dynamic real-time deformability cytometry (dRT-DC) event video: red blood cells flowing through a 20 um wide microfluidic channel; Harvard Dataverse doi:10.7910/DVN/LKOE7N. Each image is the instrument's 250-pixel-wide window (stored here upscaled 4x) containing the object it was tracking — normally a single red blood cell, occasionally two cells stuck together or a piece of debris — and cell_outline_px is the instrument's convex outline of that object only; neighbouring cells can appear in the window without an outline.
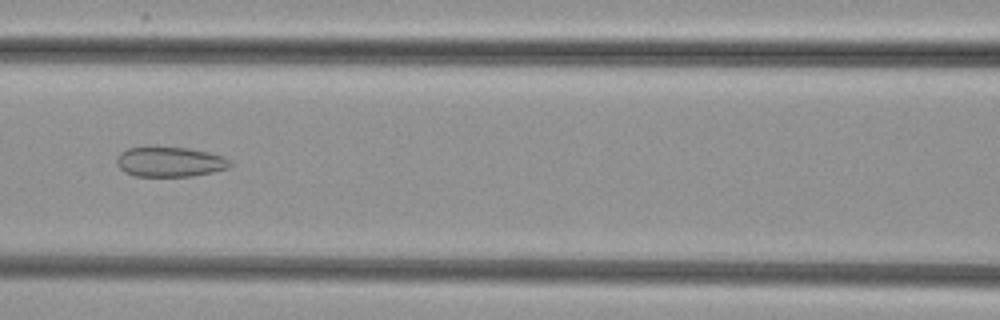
{"species": "common noctule bat (a hibernating species)", "species_latin": "Nyctalus noctula", "temperature_condition": "cold", "stored_images_in_passage": 39, "camera_frame_rate_fps": 3000, "um_per_image_px": 0.085, "animal": {"sex": "female", "body_mass_g": 29.2, "forearm_length_mm": 56.3}, "frame": {"image": 1, "passage_image": 17, "time_ms": 5.333, "image_size_px": [1000, 320], "cell_outline_px": [[232, 164], [228, 168], [212, 172], [192, 176], [136, 176], [124, 172], [116, 164], [116, 160], [120, 152], [128, 148], [188, 148], [208, 152], [224, 156], [232, 160]], "centroid_in_image_um": [14.47, 13.77], "position_along_channel_um": 152.1, "area_um2": 19.65}}
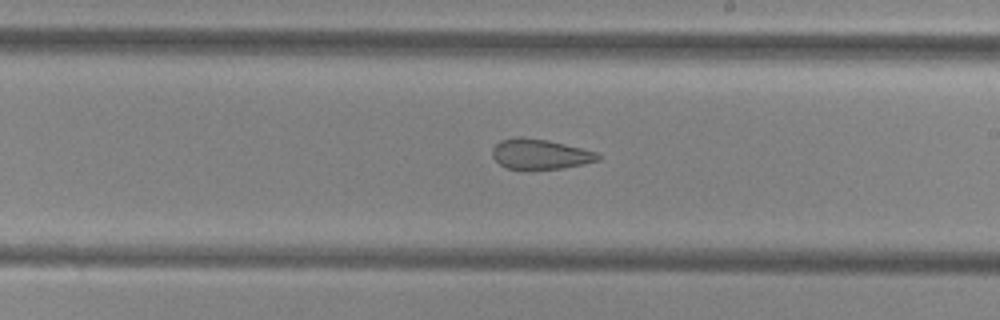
{"frame": {"image": 2, "passage_image": 24, "time_ms": 7.667, "image_size_px": [1000, 320], "cell_outline_px": [[600, 160], [564, 168], [520, 172], [508, 168], [500, 164], [492, 156], [492, 148], [500, 140], [516, 136], [524, 136], [548, 140], [596, 152], [600, 156]], "centroid_in_image_um": [45.85, 13.13], "position_along_channel_um": 243.2, "area_um2": 19.13}}
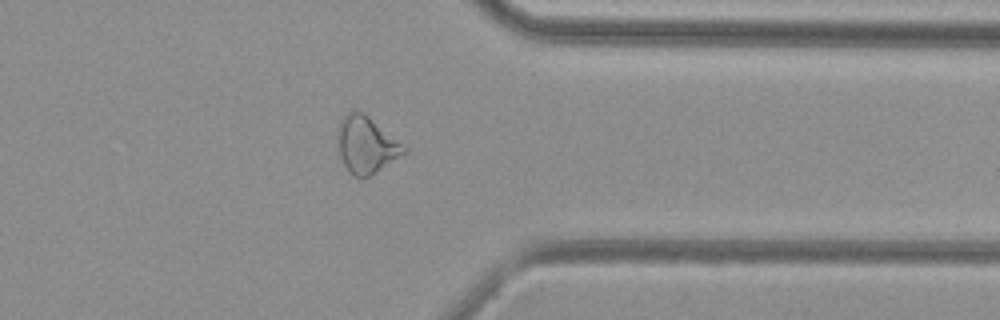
{"frame": {"image": 3, "passage_image": 35, "time_ms": 11.333, "image_size_px": [1000, 320], "cell_outline_px": [[408, 152], [368, 176], [360, 180], [352, 176], [348, 172], [340, 156], [340, 120], [348, 112], [364, 112], [408, 148]], "centroid_in_image_um": [31.18, 12.34], "position_along_channel_um": 380.2, "area_um2": 21.5}}